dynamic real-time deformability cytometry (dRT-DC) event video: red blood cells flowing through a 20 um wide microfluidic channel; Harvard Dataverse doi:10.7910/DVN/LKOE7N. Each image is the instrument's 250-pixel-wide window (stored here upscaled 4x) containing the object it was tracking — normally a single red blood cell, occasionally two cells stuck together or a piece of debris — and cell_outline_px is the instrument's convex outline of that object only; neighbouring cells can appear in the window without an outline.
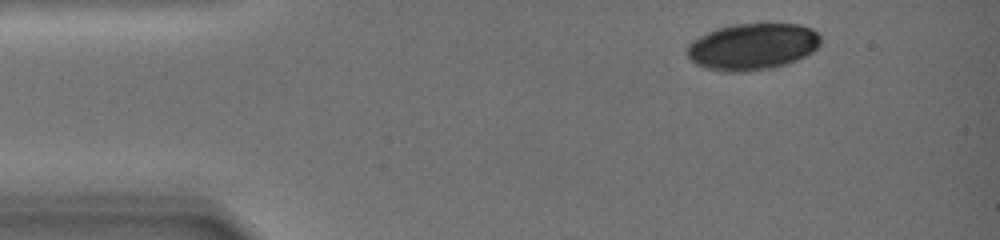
{"species": "common noctule bat (a hibernating species)", "species_latin": "Nyctalus noctula", "temperature_condition": "warm", "stored_images_in_passage": 12, "camera_frame_rate_fps": 3000, "um_per_image_px": 0.085, "animal": {"sex": "female", "body_mass_g": 19.0, "forearm_length_mm": 51.5}, "frame": {"image": 1, "passage_image": 1, "time_ms": 0.0, "image_size_px": [1000, 240], "cell_outline_px": [[820, 44], [812, 52], [788, 64], [772, 68], [748, 72], [724, 72], [704, 68], [696, 64], [688, 56], [688, 44], [692, 40], [716, 28], [732, 24], [764, 20], [768, 20], [800, 24], [812, 28], [820, 36]], "centroid_in_image_um": [63.99, 3.91], "position_along_channel_um": 21.0, "area_um2": 37.51}}